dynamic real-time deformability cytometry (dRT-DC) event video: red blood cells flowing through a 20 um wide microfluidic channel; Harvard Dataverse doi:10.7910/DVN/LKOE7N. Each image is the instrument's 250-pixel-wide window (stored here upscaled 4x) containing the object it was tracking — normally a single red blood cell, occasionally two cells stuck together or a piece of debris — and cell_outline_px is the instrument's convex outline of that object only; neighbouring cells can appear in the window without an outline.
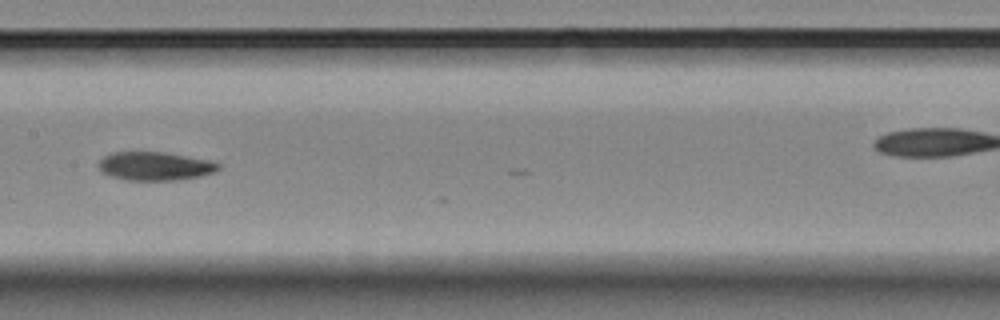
{"species": "Egyptian fruit bat (a non-hibernating species)", "species_latin": "Rousettus aegyptiacus", "temperature_condition": "room temperature", "stored_images_in_passage": 8, "camera_frame_rate_fps": 3000, "um_per_image_px": 0.085, "animal": {"sex": "female"}, "frame": {"image": 1, "passage_image": 7, "time_ms": 2.0, "image_size_px": [1000, 320], "cell_outline_px": [[220, 168], [216, 172], [200, 176], [176, 180], [124, 180], [108, 176], [100, 172], [96, 164], [104, 156], [112, 152], [164, 152], [208, 160], [220, 164]], "centroid_in_image_um": [13.11, 14.13], "position_along_channel_um": 194.3, "area_um2": 20.11}}